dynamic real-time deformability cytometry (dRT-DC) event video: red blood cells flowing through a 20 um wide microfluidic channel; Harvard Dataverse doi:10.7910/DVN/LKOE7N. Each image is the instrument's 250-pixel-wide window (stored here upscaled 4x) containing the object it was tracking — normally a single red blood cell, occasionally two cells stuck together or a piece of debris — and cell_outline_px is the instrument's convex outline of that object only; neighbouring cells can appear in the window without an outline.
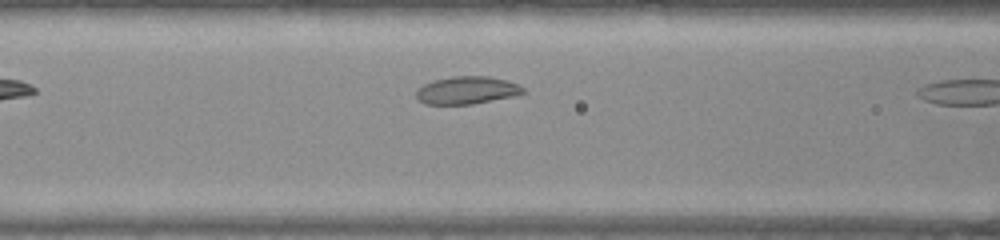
{"species": "common noctule bat (a hibernating species)", "species_latin": "Nyctalus noctula", "temperature_condition": "warm", "stored_images_in_passage": 6, "camera_frame_rate_fps": 3000, "um_per_image_px": 0.085, "animal": {"sex": "female", "body_mass_g": 22.0, "forearm_length_mm": 56.7}, "frame": {"image": 1, "passage_image": 5, "time_ms": 1.333, "image_size_px": [1000, 240], "cell_outline_px": [[524, 92], [516, 96], [472, 104], [424, 104], [416, 96], [416, 88], [424, 84], [436, 80], [452, 76], [488, 76], [508, 80], [524, 88]], "centroid_in_image_um": [39.69, 7.67], "position_along_channel_um": 126.9, "area_um2": 17.22}}